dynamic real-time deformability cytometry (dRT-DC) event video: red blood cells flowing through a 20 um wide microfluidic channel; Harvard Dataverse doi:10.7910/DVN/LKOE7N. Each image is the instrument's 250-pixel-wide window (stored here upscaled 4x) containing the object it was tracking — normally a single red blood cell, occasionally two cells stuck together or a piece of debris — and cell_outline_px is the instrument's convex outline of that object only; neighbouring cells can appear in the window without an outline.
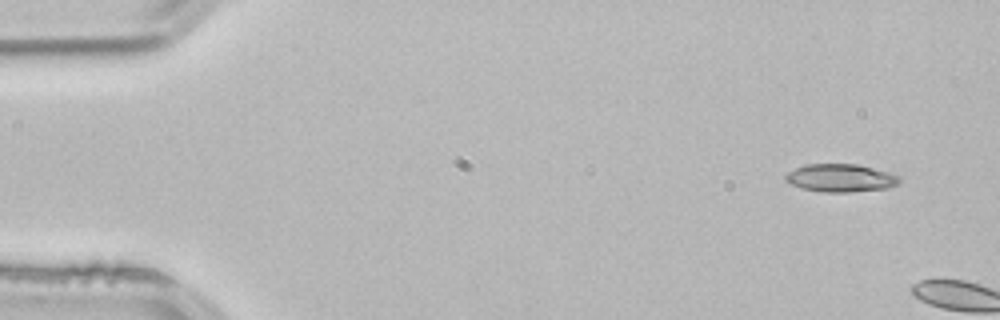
{"species": "common noctule bat (a hibernating species)", "species_latin": "Nyctalus noctula", "temperature_condition": "room temperature", "stored_images_in_passage": 4, "segment_of_instrument_passage": [2, 2], "camera_frame_rate_fps": 3000, "um_per_image_px": 0.085, "animal": {"sex": "male", "body_mass_g": 21.5, "forearm_length_mm": 52.0}, "frame": {"image": 1, "passage_image": 4, "time_ms": 1.0, "image_size_px": [1000, 320], "cell_outline_px": [[900, 180], [896, 184], [888, 188], [848, 192], [824, 192], [800, 188], [784, 180], [784, 176], [788, 172], [804, 164], [856, 164], [872, 168], [900, 176]], "centroid_in_image_um": [71.41, 15.13], "position_along_channel_um": 13.6, "area_um2": 18.38}}